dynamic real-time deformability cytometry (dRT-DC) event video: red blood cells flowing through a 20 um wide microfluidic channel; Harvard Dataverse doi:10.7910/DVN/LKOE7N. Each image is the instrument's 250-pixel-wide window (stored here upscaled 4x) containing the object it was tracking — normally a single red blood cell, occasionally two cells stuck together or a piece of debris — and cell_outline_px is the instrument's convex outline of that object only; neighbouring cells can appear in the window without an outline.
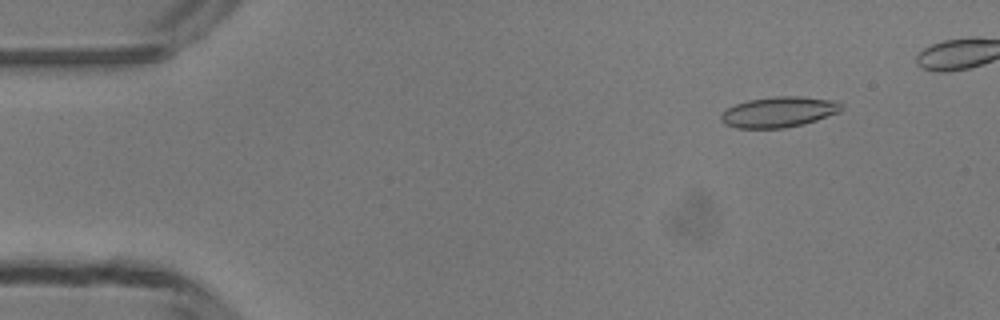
{"species": "common noctule bat (a hibernating species)", "species_latin": "Nyctalus noctula", "temperature_condition": "room temperature", "stored_images_in_passage": 40, "camera_frame_rate_fps": 3000, "um_per_image_px": 0.085, "animal": {"sex": "male", "body_mass_g": 13.3}, "frame": {"image": 1, "passage_image": 1, "time_ms": 0.0, "image_size_px": [1000, 320], "cell_outline_px": [[844, 108], [840, 112], [804, 124], [784, 128], [736, 128], [724, 124], [720, 120], [720, 116], [728, 108], [736, 104], [748, 100], [776, 96], [800, 96], [840, 100], [844, 104]], "centroid_in_image_um": [66.27, 9.51], "position_along_channel_um": 18.7, "area_um2": 21.73}}
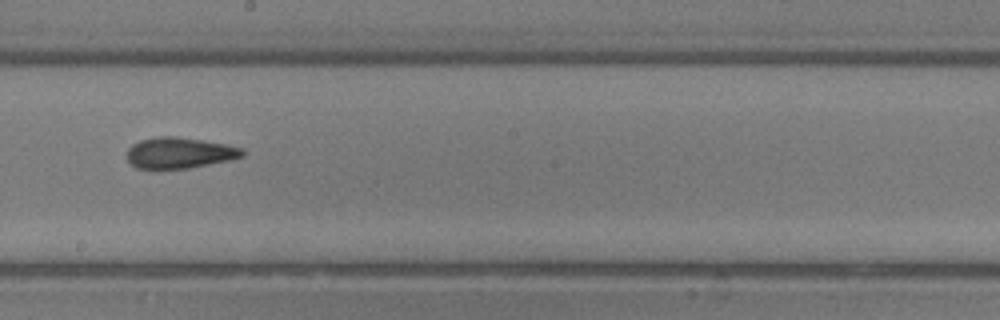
{"frame": {"image": 2, "passage_image": 23, "time_ms": 7.333, "image_size_px": [1000, 320], "cell_outline_px": [[244, 156], [232, 160], [188, 168], [152, 172], [136, 168], [128, 160], [128, 148], [132, 144], [140, 140], [156, 136], [172, 136], [228, 144], [244, 148]], "centroid_in_image_um": [15.23, 13.03], "position_along_channel_um": 233.0, "area_um2": 21.56}}
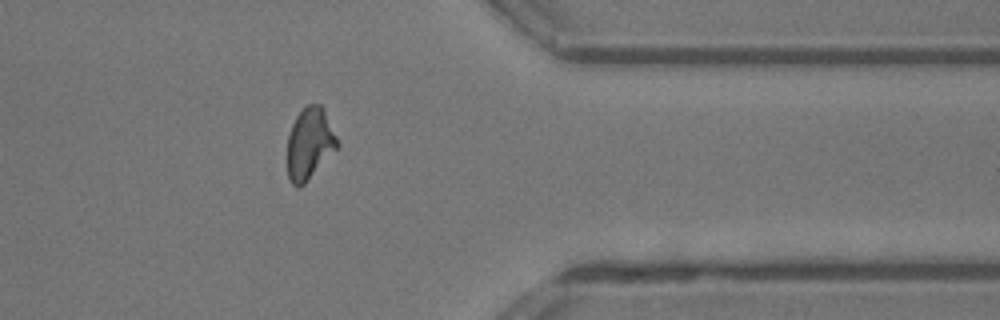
{"frame": {"image": 3, "passage_image": 35, "time_ms": 11.333, "image_size_px": [1000, 320], "cell_outline_px": [[340, 148], [300, 188], [296, 188], [288, 180], [288, 136], [292, 124], [296, 116], [308, 104], [320, 104], [340, 144]], "centroid_in_image_um": [26.33, 12.27], "position_along_channel_um": 385.1, "area_um2": 20.92}, "authors_computed_cell_mechanics": {"area_um2": 20.808, "velocity_mm_per_s": 4.1939, "shape_relaxation_time_tau1_ms": 6.2101, "shape_relaxation_time_tau2_ms": 1.755, "deformation_change_tau1": 0.2045, "deformation_change_tau2": 0.0948}}